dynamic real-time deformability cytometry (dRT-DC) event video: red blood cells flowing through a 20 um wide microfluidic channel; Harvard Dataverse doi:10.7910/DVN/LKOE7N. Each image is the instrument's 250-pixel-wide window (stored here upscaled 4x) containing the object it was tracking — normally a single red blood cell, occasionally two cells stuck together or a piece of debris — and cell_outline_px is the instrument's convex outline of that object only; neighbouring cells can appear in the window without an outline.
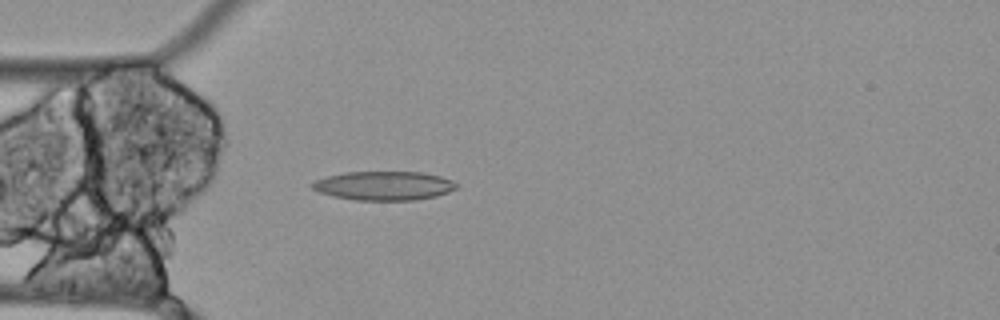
{"species": "Egyptian fruit bat (a non-hibernating species)", "species_latin": "Rousettus aegyptiacus", "temperature_condition": "cold", "stored_images_in_passage": 47, "camera_frame_rate_fps": 3000, "um_per_image_px": 0.085, "animal": {"sex": "female"}, "frame": {"image": 1, "passage_image": 6, "time_ms": 1.667, "image_size_px": [1000, 320], "cell_outline_px": [[460, 184], [456, 188], [448, 192], [436, 196], [416, 200], [356, 200], [332, 196], [320, 192], [312, 188], [308, 184], [316, 180], [328, 176], [344, 172], [420, 172], [440, 176], [452, 180]], "centroid_in_image_um": [32.64, 15.79], "position_along_channel_um": 52.4, "area_um2": 24.39}}
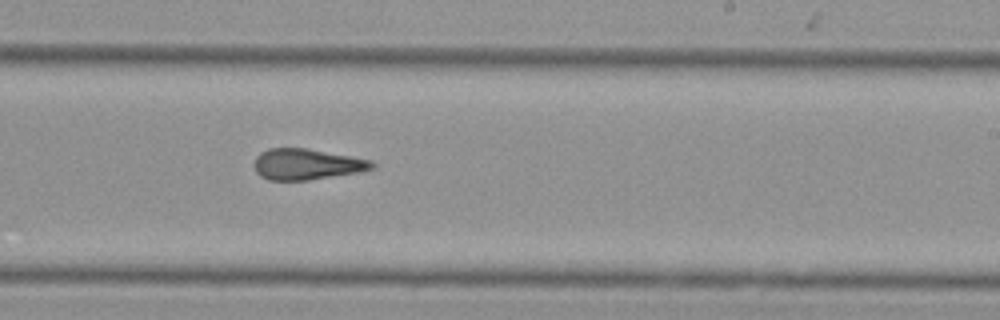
{"frame": {"image": 2, "passage_image": 24, "time_ms": 7.667, "image_size_px": [1000, 320], "cell_outline_px": [[376, 168], [356, 172], [308, 180], [268, 180], [260, 176], [256, 172], [252, 164], [256, 156], [260, 152], [268, 148], [308, 148], [372, 160], [376, 164]], "centroid_in_image_um": [26.03, 13.95], "position_along_channel_um": 263.0, "area_um2": 21.39}}
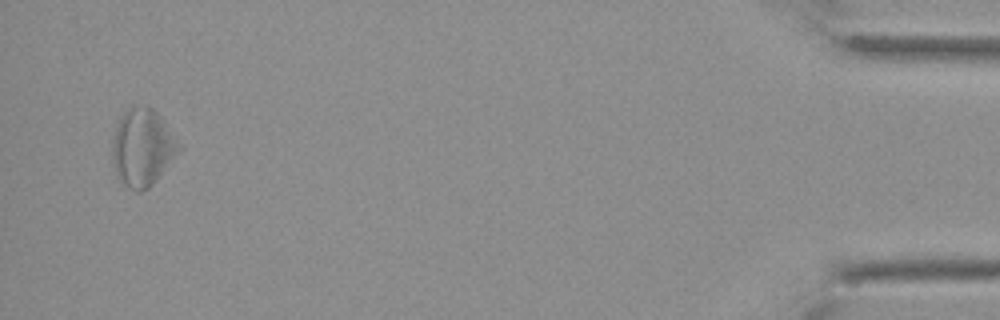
{"frame": {"image": 3, "passage_image": 45, "time_ms": 14.667, "image_size_px": [1000, 320], "cell_outline_px": [[184, 148], [156, 180], [148, 188], [140, 192], [136, 192], [128, 188], [120, 180], [112, 164], [112, 140], [120, 116], [128, 108], [140, 104], [148, 104], [164, 120]], "centroid_in_image_um": [12.13, 12.52], "position_along_channel_um": 423.1, "area_um2": 30.52}, "authors_computed_cell_mechanics": {"area_um2": 23.5824, "velocity_mm_per_s": 3.4458, "shape_relaxation_time_tau1_ms": null, "shape_relaxation_time_tau2_ms": 4.5426, "deformation_change_tau1": null, "deformation_change_tau2": 0.1649}}